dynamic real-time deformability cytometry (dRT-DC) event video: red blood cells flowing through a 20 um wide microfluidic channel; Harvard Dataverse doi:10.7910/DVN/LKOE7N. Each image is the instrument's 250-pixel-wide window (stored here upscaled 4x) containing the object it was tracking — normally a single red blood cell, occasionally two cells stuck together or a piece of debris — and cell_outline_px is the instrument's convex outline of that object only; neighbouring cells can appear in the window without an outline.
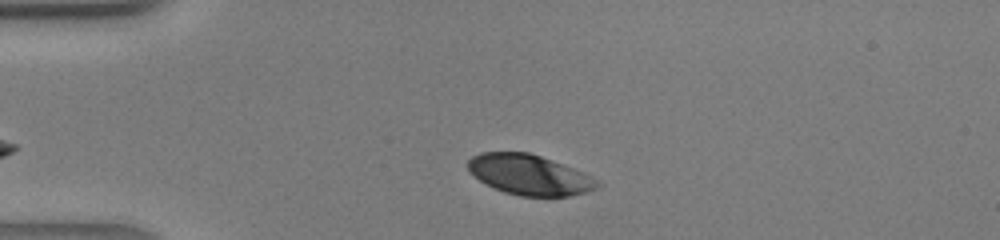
{"species": "human", "species_latin": "Homo sapiens", "temperature_condition": "warm", "stored_images_in_passage": 36, "camera_frame_rate_fps": 3000, "um_per_image_px": 0.085, "donor": {"sex": "male"}, "frame": {"image": 1, "passage_image": 5, "time_ms": 1.333, "image_size_px": [1000, 240], "cell_outline_px": [[604, 184], [596, 188], [584, 192], [568, 196], [520, 196], [504, 192], [484, 184], [468, 172], [468, 160], [472, 156], [480, 152], [528, 152], [552, 160], [584, 172], [600, 180]], "centroid_in_image_um": [44.99, 14.86], "position_along_channel_um": 40.0, "area_um2": 30.58}}
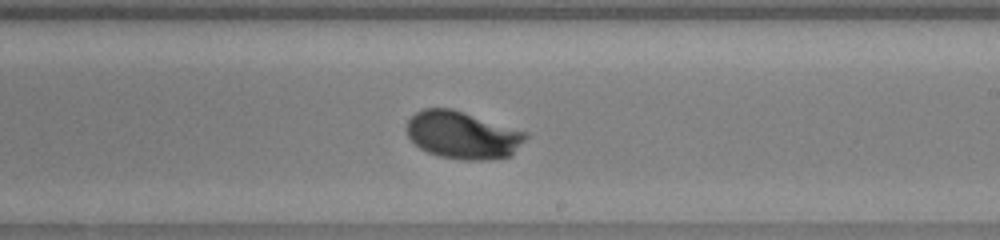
{"frame": {"image": 2, "passage_image": 20, "time_ms": 6.333, "image_size_px": [1000, 240], "cell_outline_px": [[528, 136], [512, 156], [484, 160], [460, 160], [440, 156], [428, 152], [420, 148], [408, 136], [404, 128], [408, 120], [416, 112], [424, 108], [452, 108], [528, 132]], "centroid_in_image_um": [39.33, 11.48], "position_along_channel_um": 249.7, "area_um2": 33.18}}
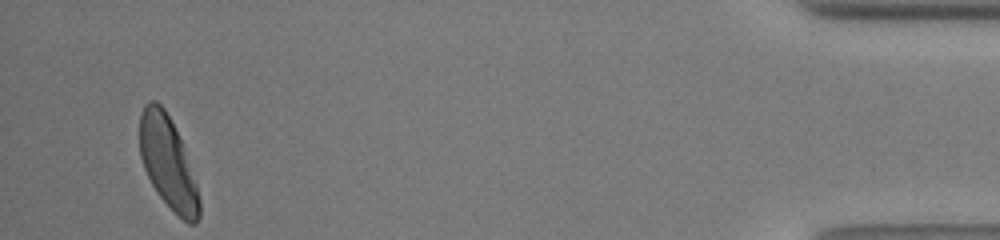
{"frame": {"image": 3, "passage_image": 35, "time_ms": 11.333, "image_size_px": [1000, 240], "cell_outline_px": [[200, 216], [196, 224], [188, 224], [156, 192], [144, 168], [140, 156], [140, 112], [144, 104], [148, 100], [156, 100], [164, 108], [180, 140], [196, 184], [200, 200]], "centroid_in_image_um": [14.25, 13.82], "position_along_channel_um": 420.9, "area_um2": 31.21}}